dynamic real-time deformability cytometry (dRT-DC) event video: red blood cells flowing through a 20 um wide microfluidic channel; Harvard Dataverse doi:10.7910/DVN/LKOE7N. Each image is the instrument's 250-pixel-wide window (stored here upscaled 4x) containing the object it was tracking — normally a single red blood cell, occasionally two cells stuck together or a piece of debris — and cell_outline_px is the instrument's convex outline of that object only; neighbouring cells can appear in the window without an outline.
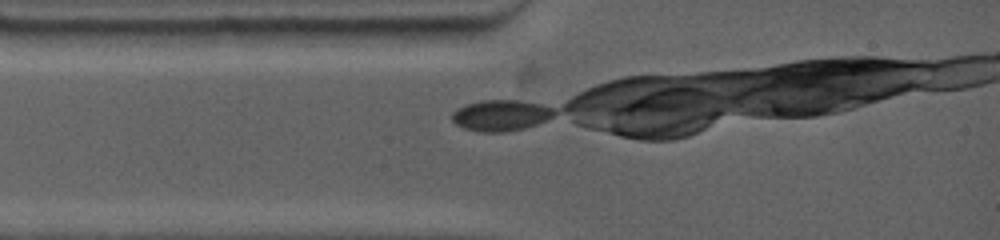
{"species": "common noctule bat (a hibernating species)", "species_latin": "Nyctalus noctula", "temperature_condition": "warm", "stored_images_in_passage": 29, "segment_of_instrument_passage": [1, 2], "camera_frame_rate_fps": 4500, "um_per_image_px": 0.085, "animal": {"sex": "female", "body_mass_g": 19.0, "forearm_length_mm": 53.3}, "frame": {"image": 1, "passage_image": 1, "time_ms": 0.0, "image_size_px": [1000, 240], "cell_outline_px": [[356, 28], [344, 44], [268, 44], [260, 32], [260, 28]], "centroid_in_image_um": [26.05, 3.03], "position_along_channel_um": 58.9, "area_um2": 10.06}}